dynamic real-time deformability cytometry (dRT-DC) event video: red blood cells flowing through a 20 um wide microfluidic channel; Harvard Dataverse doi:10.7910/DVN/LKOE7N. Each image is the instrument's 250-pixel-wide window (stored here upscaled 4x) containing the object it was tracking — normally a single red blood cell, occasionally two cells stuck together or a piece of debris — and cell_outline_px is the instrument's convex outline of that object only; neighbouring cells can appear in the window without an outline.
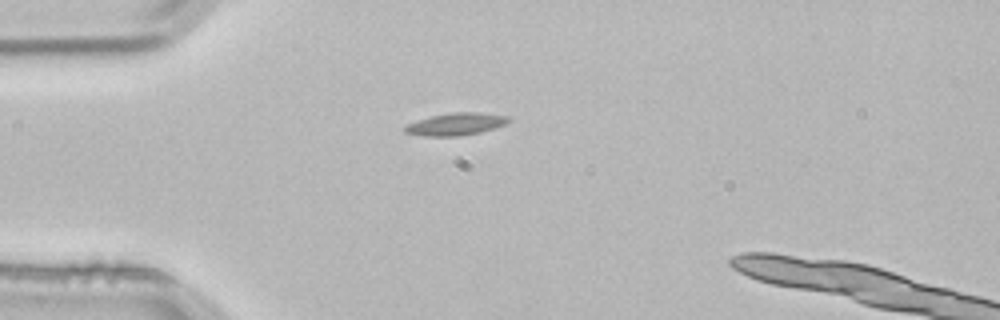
{"species": "common noctule bat (a hibernating species)", "species_latin": "Nyctalus noctula", "temperature_condition": "room temperature", "stored_images_in_passage": 2, "camera_frame_rate_fps": 3000, "um_per_image_px": 0.085, "animal": {"sex": "male", "body_mass_g": 21.5, "forearm_length_mm": 52.0}, "frame": {"image": 1, "passage_image": 1, "time_ms": 0.0, "image_size_px": [1000, 320], "cell_outline_px": [[512, 120], [504, 124], [480, 132], [460, 136], [424, 136], [404, 132], [404, 124], [432, 116], [452, 112], [480, 112], [508, 116]], "centroid_in_image_um": [38.72, 10.54], "position_along_channel_um": 46.3, "area_um2": 13.47}}